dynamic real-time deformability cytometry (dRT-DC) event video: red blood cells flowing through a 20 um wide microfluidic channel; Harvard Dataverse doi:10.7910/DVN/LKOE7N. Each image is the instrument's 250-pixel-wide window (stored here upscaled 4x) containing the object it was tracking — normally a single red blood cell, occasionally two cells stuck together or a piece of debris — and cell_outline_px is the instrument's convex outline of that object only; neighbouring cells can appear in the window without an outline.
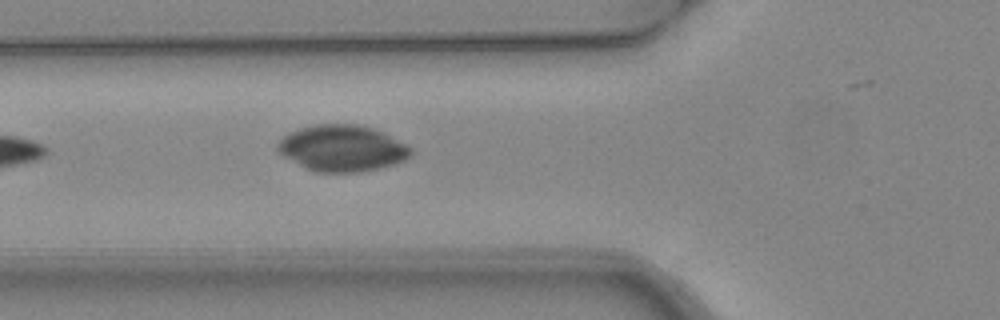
{"species": "common noctule bat (a hibernating species)", "species_latin": "Nyctalus noctula", "temperature_condition": "warm", "stored_images_in_passage": 6, "camera_frame_rate_fps": 3000, "um_per_image_px": 0.085, "animal": {"sex": "female", "body_mass_g": 24.6, "forearm_length_mm": 56.2}, "frame": {"image": 1, "passage_image": 6, "time_ms": 1.667, "image_size_px": [1000, 320], "cell_outline_px": [[412, 156], [396, 164], [380, 168], [360, 172], [316, 172], [304, 168], [284, 156], [276, 148], [276, 144], [284, 136], [300, 128], [316, 124], [356, 124], [372, 128], [412, 148]], "centroid_in_image_um": [29.07, 12.62], "position_along_channel_um": 96.7, "area_um2": 35.66}}